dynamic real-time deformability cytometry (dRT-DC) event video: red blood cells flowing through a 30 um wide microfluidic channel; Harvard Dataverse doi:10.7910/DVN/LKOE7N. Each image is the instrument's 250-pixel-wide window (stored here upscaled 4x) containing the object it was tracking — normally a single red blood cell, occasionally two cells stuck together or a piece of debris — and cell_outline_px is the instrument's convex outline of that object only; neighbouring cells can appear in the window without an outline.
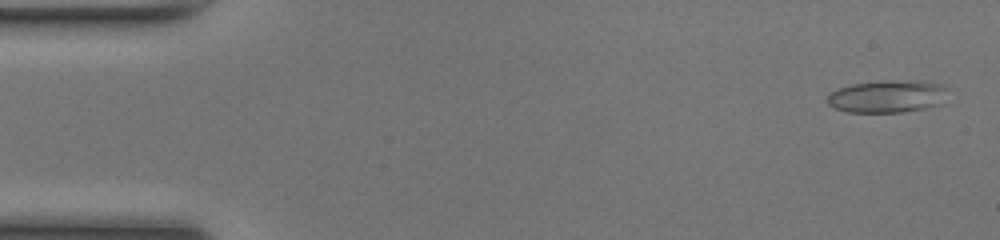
{"species": "common noctule bat (a hibernating species)", "species_latin": "Nyctalus noctula", "temperature_condition": "room temperature", "stored_images_in_passage": 50, "camera_frame_rate_fps": 3000, "um_per_image_px": 0.085, "animal": {"sex": "female", "body_mass_g": 17.0, "forearm_length_mm": 48.0}, "frame": {"image": 1, "passage_image": 2, "time_ms": 0.333, "image_size_px": [1000, 240], "cell_outline_px": [[944, 88], [940, 104], [924, 108], [904, 112], [848, 112], [832, 108], [828, 104], [828, 96], [832, 92], [840, 88], [852, 84], [916, 80], [924, 80], [940, 84]], "centroid_in_image_um": [75.38, 8.21], "position_along_channel_um": 9.6, "area_um2": 22.14}}
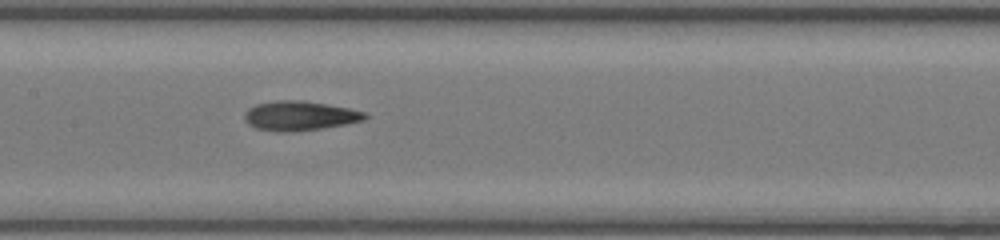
{"frame": {"image": 2, "passage_image": 24, "time_ms": 7.667, "image_size_px": [1000, 240], "cell_outline_px": [[368, 116], [364, 120], [324, 128], [292, 132], [276, 132], [256, 128], [248, 124], [244, 120], [244, 112], [248, 108], [256, 104], [276, 100], [300, 100], [348, 108], [364, 112]], "centroid_in_image_um": [25.42, 9.85], "position_along_channel_um": 182.0, "area_um2": 20.69}}
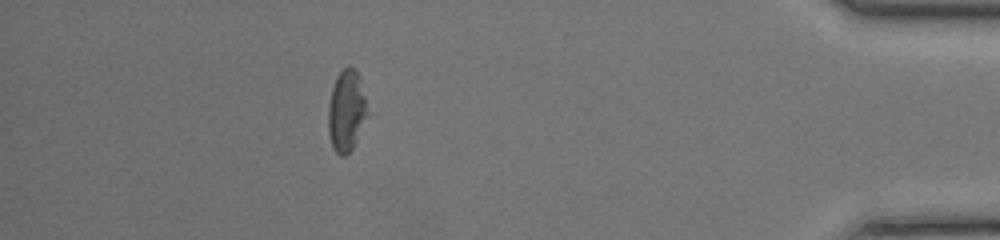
{"frame": {"image": 3, "passage_image": 44, "time_ms": 14.333, "image_size_px": [1000, 240], "cell_outline_px": [[368, 112], [356, 140], [352, 148], [344, 156], [340, 156], [332, 148], [328, 132], [328, 108], [332, 88], [336, 76], [344, 68], [356, 68], [360, 76]], "centroid_in_image_um": [29.43, 9.41], "position_along_channel_um": 405.8, "area_um2": 18.44}, "authors_computed_cell_mechanics": {"area_um2": 20.4612, "velocity_mm_per_s": 4.1701, "shape_relaxation_time_tau1_ms": 6.8518, "shape_relaxation_time_tau2_ms": 4.3685, "deformation_change_tau1": 0.1642, "deformation_change_tau2": 0.1526}}